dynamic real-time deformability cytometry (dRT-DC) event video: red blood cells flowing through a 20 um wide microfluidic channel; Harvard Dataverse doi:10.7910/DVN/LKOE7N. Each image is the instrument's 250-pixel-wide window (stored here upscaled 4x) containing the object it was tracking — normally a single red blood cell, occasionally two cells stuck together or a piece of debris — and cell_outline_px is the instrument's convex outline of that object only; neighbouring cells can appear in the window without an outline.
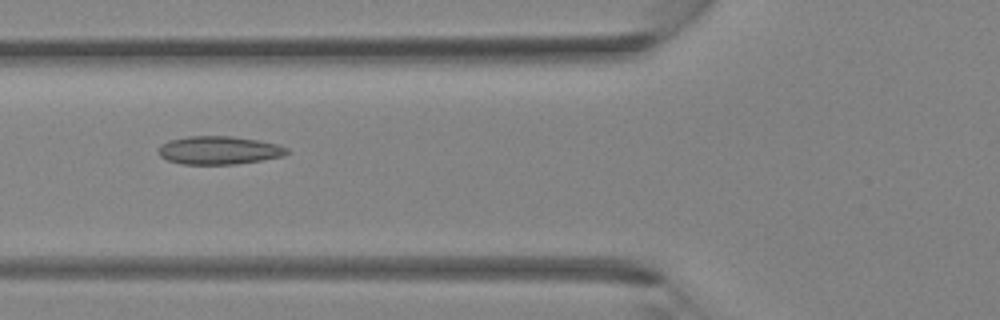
{"species": "Egyptian fruit bat (a non-hibernating species)", "species_latin": "Rousettus aegyptiacus", "temperature_condition": "room temperature", "stored_images_in_passage": 37, "camera_frame_rate_fps": 3000, "um_per_image_px": 0.085, "animal": {"sex": "female"}, "frame": {"image": 1, "passage_image": 14, "time_ms": 4.333, "image_size_px": [1000, 320], "cell_outline_px": [[288, 152], [284, 156], [236, 164], [180, 164], [168, 160], [160, 156], [160, 144], [168, 140], [188, 136], [232, 136], [280, 144], [288, 148]], "centroid_in_image_um": [18.62, 12.77], "position_along_channel_um": 107.2, "area_um2": 21.1}}
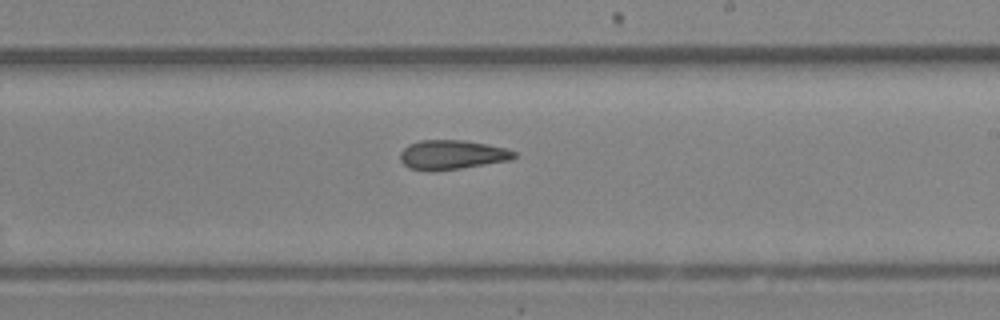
{"frame": {"image": 2, "passage_image": 22, "time_ms": 7.0, "image_size_px": [1000, 320], "cell_outline_px": [[516, 156], [508, 160], [460, 168], [408, 168], [400, 160], [400, 152], [408, 144], [420, 140], [464, 140], [504, 148], [516, 152]], "centroid_in_image_um": [38.4, 13.11], "position_along_channel_um": 250.6, "area_um2": 18.61}}
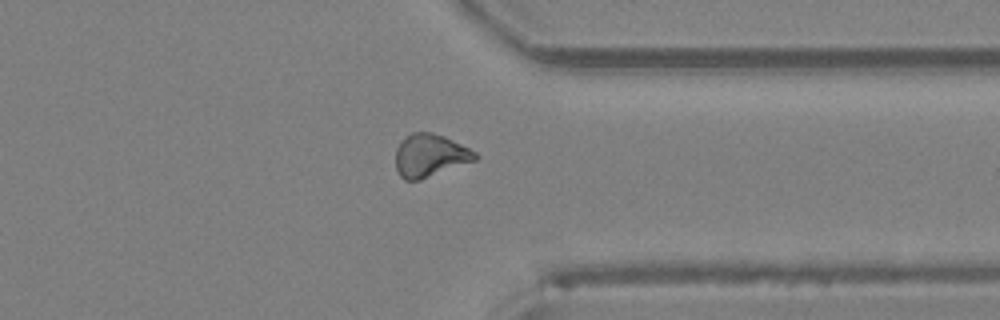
{"frame": {"image": 3, "passage_image": 29, "time_ms": 9.333, "image_size_px": [1000, 320], "cell_outline_px": [[480, 156], [476, 160], [420, 180], [404, 180], [400, 176], [396, 168], [396, 148], [412, 132], [432, 132], [444, 136], [476, 152]], "centroid_in_image_um": [36.56, 13.23], "position_along_channel_um": 374.8, "area_um2": 19.65}}